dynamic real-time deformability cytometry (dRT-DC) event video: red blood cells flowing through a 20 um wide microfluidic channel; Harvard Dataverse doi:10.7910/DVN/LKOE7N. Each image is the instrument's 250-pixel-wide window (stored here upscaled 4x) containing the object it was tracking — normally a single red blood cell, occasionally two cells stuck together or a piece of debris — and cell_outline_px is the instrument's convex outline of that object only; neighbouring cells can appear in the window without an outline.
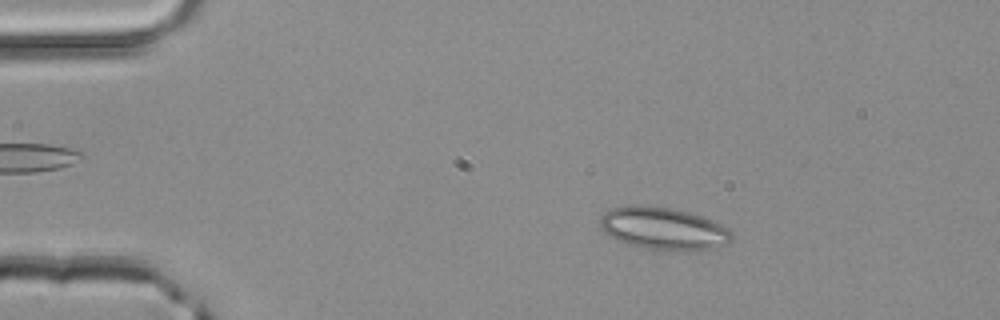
{"species": "common noctule bat (a hibernating species)", "species_latin": "Nyctalus noctula", "temperature_condition": "room temperature", "stored_images_in_passage": 50, "camera_frame_rate_fps": 3000, "um_per_image_px": 0.085, "animal": {"sex": "male", "body_mass_g": 20.4}, "frame": {"image": 1, "passage_image": 9, "time_ms": 2.667, "image_size_px": [1000, 320], "cell_outline_px": [[732, 240], [728, 244], [712, 248], [676, 252], [644, 248], [628, 244], [616, 240], [604, 232], [600, 228], [600, 216], [604, 212], [612, 208], [632, 204], [636, 204], [672, 208], [704, 216], [728, 228], [732, 236]], "centroid_in_image_um": [56.37, 19.43], "position_along_channel_um": 28.6, "area_um2": 33.0}}
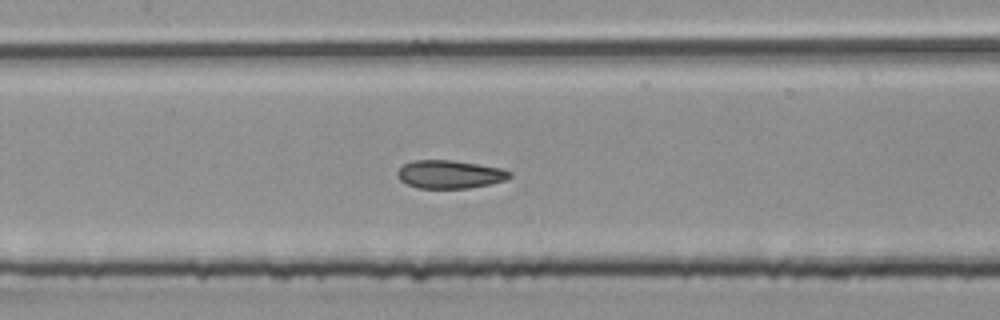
{"frame": {"image": 2, "passage_image": 24, "time_ms": 7.667, "image_size_px": [1000, 320], "cell_outline_px": [[512, 176], [504, 180], [488, 184], [468, 188], [416, 188], [400, 180], [396, 176], [396, 172], [404, 164], [412, 160], [452, 160], [500, 168], [512, 172]], "centroid_in_image_um": [38.19, 14.81], "position_along_channel_um": 169.2, "area_um2": 18.32}}
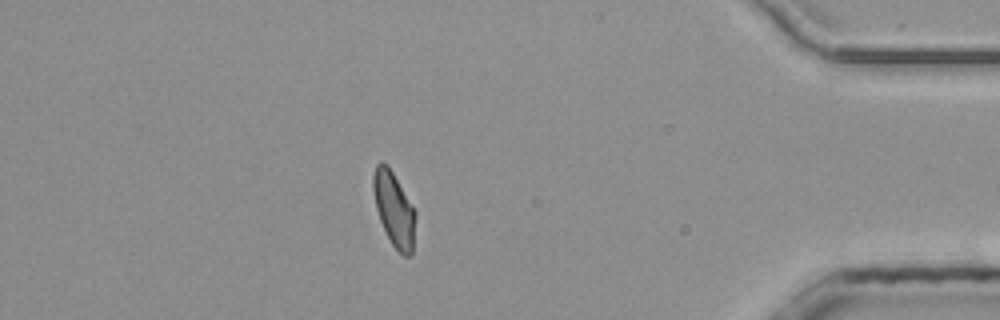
{"frame": {"image": 3, "passage_image": 44, "time_ms": 14.333, "image_size_px": [1000, 320], "cell_outline_px": [[416, 216], [412, 252], [408, 256], [404, 256], [392, 244], [380, 220], [376, 208], [372, 188], [372, 176], [376, 164], [380, 160], [388, 164], [416, 212]], "centroid_in_image_um": [33.48, 17.72], "position_along_channel_um": 401.7, "area_um2": 18.21}, "authors_computed_cell_mechanics": {"area_um2": 18.7272, "velocity_mm_per_s": 4.1445, "shape_relaxation_time_tau1_ms": 5.2702, "shape_relaxation_time_tau2_ms": 0.7921, "deformation_change_tau1": 0.1447, "deformation_change_tau2": 0.0652}}